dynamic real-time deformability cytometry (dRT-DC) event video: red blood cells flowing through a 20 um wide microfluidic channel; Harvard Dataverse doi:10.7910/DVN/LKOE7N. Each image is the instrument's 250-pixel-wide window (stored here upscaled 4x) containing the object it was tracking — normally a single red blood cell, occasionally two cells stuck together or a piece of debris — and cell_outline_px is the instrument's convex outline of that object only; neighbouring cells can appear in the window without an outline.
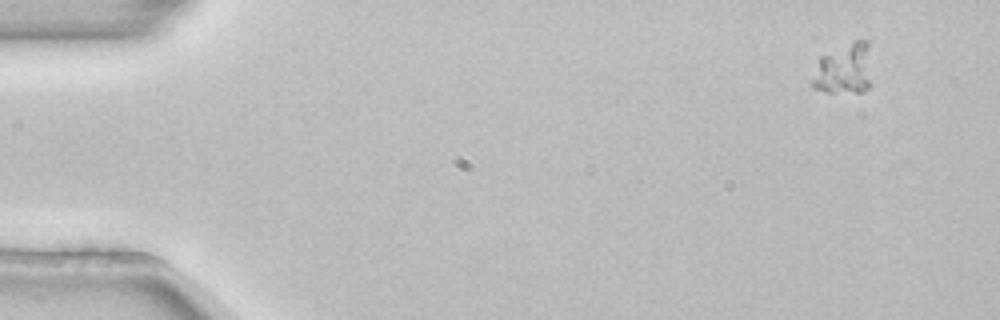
{"species": "common noctule bat (a hibernating species)", "species_latin": "Nyctalus noctula", "temperature_condition": "room temperature", "stored_images_in_passage": 4, "camera_frame_rate_fps": 3000, "um_per_image_px": 0.085, "animal": {"sex": "female", "body_mass_g": 22.7, "forearm_length_mm": 54.2}, "frame": {"image": 1, "passage_image": 1, "time_ms": 0.0, "image_size_px": [1000, 320], "cell_outline_px": [[868, 88], [864, 92], [828, 92], [812, 88], [812, 80], [820, 56], [856, 40], [868, 40]], "centroid_in_image_um": [71.7, 5.88], "position_along_channel_um": 13.3, "area_um2": 17.05}}
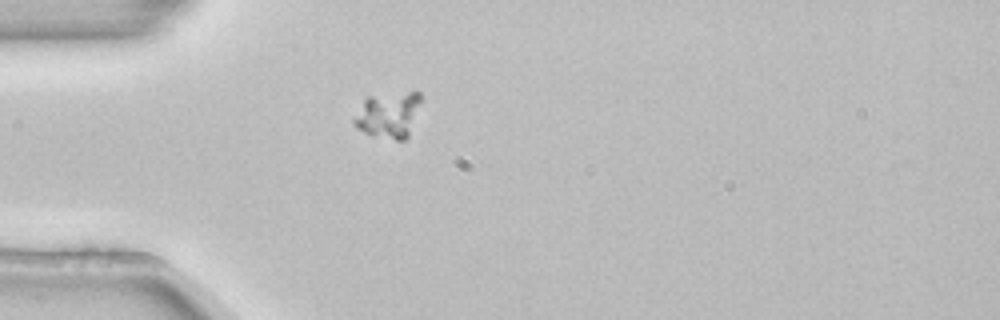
{"frame": {"image": 2, "passage_image": 4, "time_ms": 1.0, "image_size_px": [1000, 320], "cell_outline_px": [[420, 100], [408, 136], [404, 140], [396, 140], [372, 136], [356, 128], [352, 124], [352, 120], [364, 100], [368, 96], [408, 92], [420, 92]], "centroid_in_image_um": [32.96, 9.78], "position_along_channel_um": 52.0, "area_um2": 17.63}}